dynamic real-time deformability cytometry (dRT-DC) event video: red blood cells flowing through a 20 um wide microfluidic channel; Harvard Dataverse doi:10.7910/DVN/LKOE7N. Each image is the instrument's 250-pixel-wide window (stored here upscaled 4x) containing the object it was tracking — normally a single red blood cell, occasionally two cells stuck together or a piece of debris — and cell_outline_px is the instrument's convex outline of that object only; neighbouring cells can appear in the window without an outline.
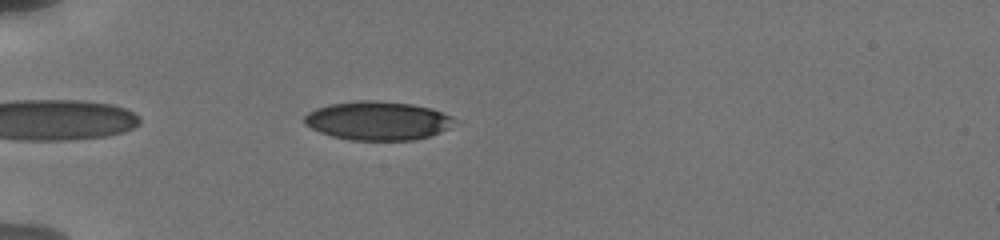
{"species": "human", "species_latin": "Homo sapiens", "temperature_condition": "cold", "stored_images_in_passage": 16, "camera_frame_rate_fps": 3000, "um_per_image_px": 0.085, "donor": {"sex": "male"}, "frame": {"image": 1, "passage_image": 3, "time_ms": 0.667, "image_size_px": [1000, 240], "cell_outline_px": [[460, 120], [448, 128], [440, 132], [428, 136], [412, 140], [348, 140], [332, 136], [320, 132], [304, 124], [304, 116], [308, 112], [316, 108], [328, 104], [360, 100], [376, 100], [412, 104], [432, 108], [452, 116]], "centroid_in_image_um": [32.12, 10.25], "position_along_channel_um": 52.9, "area_um2": 34.1}}
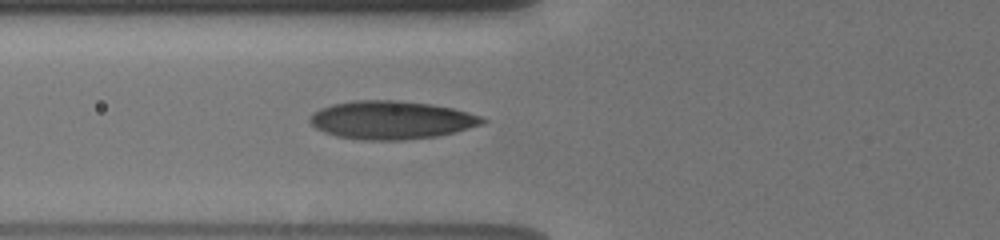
{"frame": {"image": 2, "passage_image": 7, "time_ms": 2.333, "image_size_px": [1000, 240], "cell_outline_px": [[488, 120], [484, 124], [456, 132], [436, 136], [404, 140], [360, 140], [336, 136], [324, 132], [316, 128], [308, 120], [308, 116], [312, 112], [320, 108], [332, 104], [352, 100], [400, 100], [432, 104], [452, 108], [484, 116]], "centroid_in_image_um": [33.27, 10.2], "position_along_channel_um": 92.5, "area_um2": 38.96}}
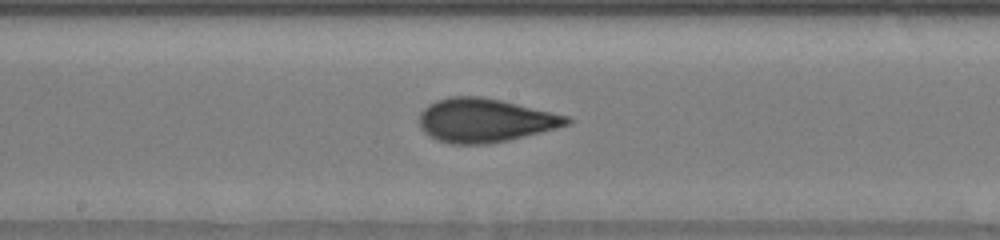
{"frame": {"image": 3, "passage_image": 15, "time_ms": 5.333, "image_size_px": [1000, 240], "cell_outline_px": [[572, 120], [568, 124], [556, 128], [540, 132], [488, 144], [452, 144], [436, 140], [424, 132], [420, 128], [420, 112], [428, 104], [436, 100], [448, 96], [480, 96], [500, 100], [568, 116]], "centroid_in_image_um": [41.16, 10.22], "position_along_channel_um": 207.0, "area_um2": 37.28}}